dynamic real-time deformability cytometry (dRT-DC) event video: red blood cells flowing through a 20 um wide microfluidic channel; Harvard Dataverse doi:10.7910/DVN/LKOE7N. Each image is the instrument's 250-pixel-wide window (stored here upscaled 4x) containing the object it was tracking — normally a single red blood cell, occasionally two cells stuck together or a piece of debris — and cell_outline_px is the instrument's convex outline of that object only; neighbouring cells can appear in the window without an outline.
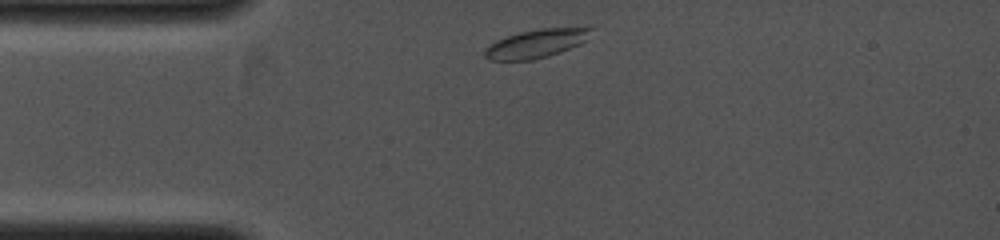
{"species": "common noctule bat (a hibernating species)", "species_latin": "Nyctalus noctula", "temperature_condition": "cold", "stored_images_in_passage": 29, "camera_frame_rate_fps": 4000, "um_per_image_px": 0.085, "animal": {"sex": "female", "body_mass_g": 19.0, "forearm_length_mm": 53.3}, "frame": {"image": 1, "passage_image": 1, "time_ms": 0.0, "image_size_px": [1000, 240], "cell_outline_px": [[592, 28], [588, 40], [580, 44], [560, 52], [548, 56], [532, 60], [488, 60], [484, 56], [484, 48], [508, 36], [520, 32], [544, 28]], "centroid_in_image_um": [45.59, 3.72], "position_along_channel_um": 39.4, "area_um2": 17.34}}
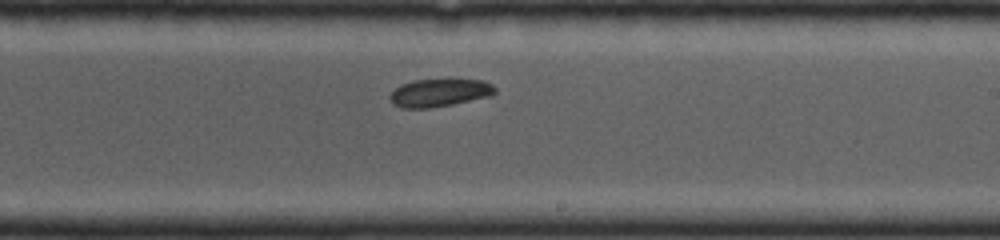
{"frame": {"image": 2, "passage_image": 17, "time_ms": 4.0, "image_size_px": [1000, 240], "cell_outline_px": [[496, 92], [492, 96], [452, 104], [428, 108], [400, 108], [392, 104], [388, 100], [388, 96], [400, 84], [412, 80], [448, 76], [484, 80], [492, 84], [496, 88]], "centroid_in_image_um": [37.37, 7.82], "position_along_channel_um": 251.6, "area_um2": 18.21}}
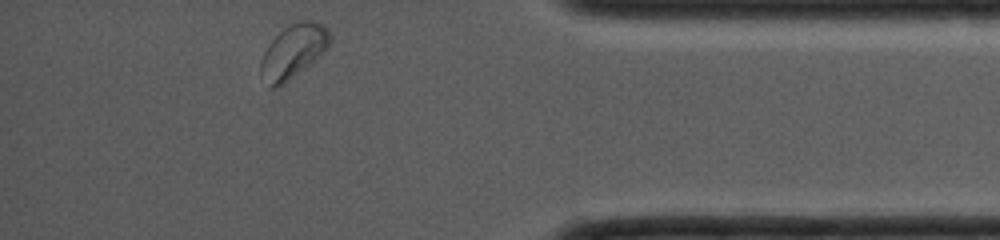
{"frame": {"image": 3, "passage_image": 29, "time_ms": 7.0, "image_size_px": [1000, 240], "cell_outline_px": [[332, 40], [328, 48], [316, 60], [280, 88], [268, 88], [260, 72], [260, 60], [268, 44], [288, 24], [300, 20], [312, 20], [328, 28], [332, 36]], "centroid_in_image_um": [24.94, 4.39], "position_along_channel_um": 410.3, "area_um2": 22.2}}